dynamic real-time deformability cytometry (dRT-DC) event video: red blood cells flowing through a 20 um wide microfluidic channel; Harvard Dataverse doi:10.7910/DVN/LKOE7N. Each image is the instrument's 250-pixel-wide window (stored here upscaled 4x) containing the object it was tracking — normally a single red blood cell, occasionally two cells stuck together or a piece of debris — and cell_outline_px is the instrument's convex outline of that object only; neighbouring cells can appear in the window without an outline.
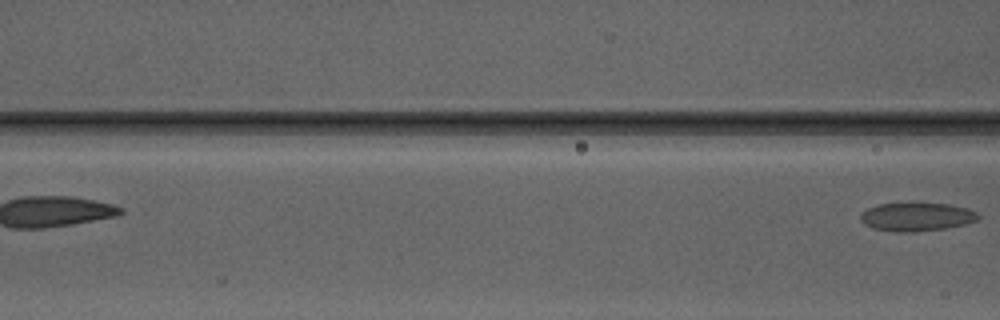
{"species": "Egyptian fruit bat (a non-hibernating species)", "species_latin": "Rousettus aegyptiacus", "temperature_condition": "warm", "stored_images_in_passage": 5, "camera_frame_rate_fps": 3000, "um_per_image_px": 0.085, "animal": {"sex": "male"}, "frame": {"image": 1, "passage_image": 5, "time_ms": 5.667, "image_size_px": [1000, 320], "cell_outline_px": [[980, 220], [964, 224], [944, 228], [912, 232], [896, 232], [872, 228], [864, 224], [860, 220], [860, 212], [876, 204], [912, 200], [952, 204], [968, 208], [976, 212], [980, 216]], "centroid_in_image_um": [77.89, 18.37], "position_along_channel_um": 88.7, "area_um2": 20.58}}